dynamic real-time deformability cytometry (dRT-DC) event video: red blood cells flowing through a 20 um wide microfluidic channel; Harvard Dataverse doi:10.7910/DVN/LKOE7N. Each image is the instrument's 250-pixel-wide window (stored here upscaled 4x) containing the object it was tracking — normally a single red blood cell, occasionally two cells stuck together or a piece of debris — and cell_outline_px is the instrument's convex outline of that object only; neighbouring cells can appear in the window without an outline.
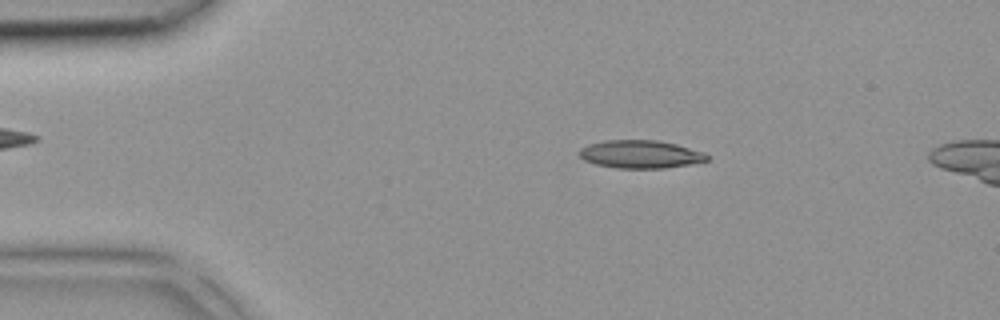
{"species": "common noctule bat (a hibernating species)", "species_latin": "Nyctalus noctula", "temperature_condition": "room temperature", "stored_images_in_passage": 6, "camera_frame_rate_fps": 3000, "um_per_image_px": 0.085, "animal": {"sex": "female", "body_mass_g": 18.4}, "frame": {"image": 1, "passage_image": 2, "time_ms": 0.333, "image_size_px": [1000, 320], "cell_outline_px": [[708, 160], [688, 164], [664, 168], [616, 168], [596, 164], [584, 160], [580, 156], [580, 148], [588, 144], [604, 140], [656, 140], [676, 144], [704, 152], [708, 156]], "centroid_in_image_um": [54.41, 13.1], "position_along_channel_um": 30.6, "area_um2": 20.69}}